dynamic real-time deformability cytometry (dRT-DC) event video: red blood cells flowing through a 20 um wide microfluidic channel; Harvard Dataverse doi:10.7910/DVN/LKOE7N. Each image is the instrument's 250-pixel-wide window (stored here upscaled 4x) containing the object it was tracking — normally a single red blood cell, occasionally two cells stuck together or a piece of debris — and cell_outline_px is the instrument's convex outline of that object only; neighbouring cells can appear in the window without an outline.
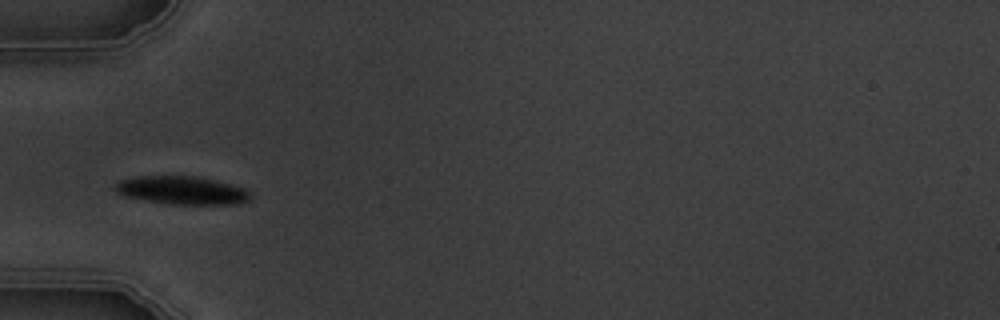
{"species": "common noctule bat (a hibernating species)", "species_latin": "Nyctalus noctula", "temperature_condition": "warm", "stored_images_in_passage": 8, "camera_frame_rate_fps": 3000, "um_per_image_px": 0.085, "animal": {"sex": "male", "body_mass_g": 19.5, "forearm_length_mm": 54.6}, "frame": {"image": 1, "passage_image": 4, "time_ms": 3.667, "image_size_px": [1000, 320], "cell_outline_px": [[252, 196], [248, 200], [240, 204], [168, 204], [124, 196], [116, 192], [112, 188], [120, 180], [136, 176], [196, 176], [244, 188]], "centroid_in_image_um": [15.42, 16.18], "position_along_channel_um": 69.6, "area_um2": 22.08}}